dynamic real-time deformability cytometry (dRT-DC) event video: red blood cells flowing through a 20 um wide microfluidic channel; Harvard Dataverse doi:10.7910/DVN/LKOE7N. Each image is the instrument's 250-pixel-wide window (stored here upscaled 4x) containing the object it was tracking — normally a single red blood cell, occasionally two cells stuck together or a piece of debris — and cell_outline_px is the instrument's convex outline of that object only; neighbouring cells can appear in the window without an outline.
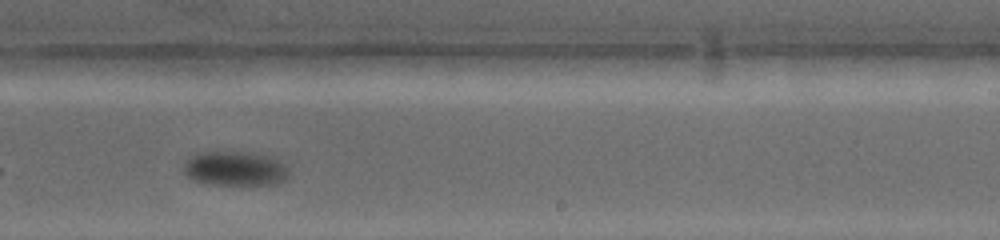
{"species": "common noctule bat (a hibernating species)", "species_latin": "Nyctalus noctula", "temperature_condition": "warm", "stored_images_in_passage": 19, "camera_frame_rate_fps": 4500, "um_per_image_px": 0.085, "animal": {"sex": "female", "body_mass_g": 19.0, "forearm_length_mm": 53.3}, "frame": {"image": 1, "passage_image": 11, "time_ms": 6.0, "image_size_px": [1000, 240], "cell_outline_px": [[288, 176], [284, 180], [276, 184], [208, 184], [192, 180], [184, 172], [184, 164], [192, 156], [200, 152], [244, 152], [268, 156], [280, 160], [288, 168]], "centroid_in_image_um": [19.99, 14.33], "position_along_channel_um": 269.0, "area_um2": 20.92}}